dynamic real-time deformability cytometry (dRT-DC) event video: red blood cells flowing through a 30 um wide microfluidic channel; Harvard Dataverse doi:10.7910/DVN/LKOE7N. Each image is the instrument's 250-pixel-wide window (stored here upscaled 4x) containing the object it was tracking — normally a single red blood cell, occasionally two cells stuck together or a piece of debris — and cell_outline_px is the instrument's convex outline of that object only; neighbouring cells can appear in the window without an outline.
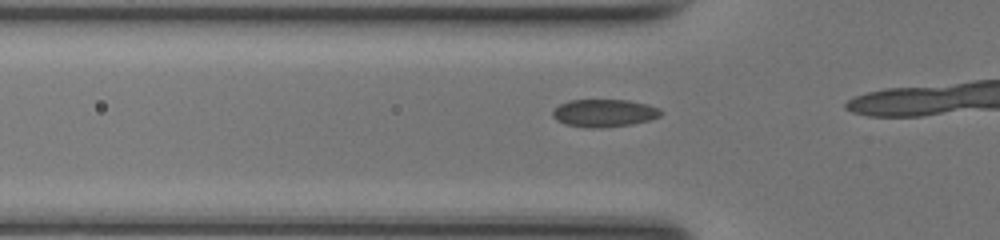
{"species": "common noctule bat (a hibernating species)", "species_latin": "Nyctalus noctula", "temperature_condition": "room temperature", "stored_images_in_passage": 15, "camera_frame_rate_fps": 3000, "um_per_image_px": 0.085, "animal": {"sex": "female", "body_mass_g": 17.0, "forearm_length_mm": 48.0}, "frame": {"image": 1, "passage_image": 11, "time_ms": 3.333, "image_size_px": [1000, 240], "cell_outline_px": [[664, 112], [660, 116], [648, 120], [632, 124], [600, 128], [584, 128], [564, 124], [556, 120], [552, 116], [552, 112], [560, 104], [568, 100], [628, 100], [648, 104], [660, 108]], "centroid_in_image_um": [51.35, 9.61], "position_along_channel_um": 74.4, "area_um2": 17.63}}
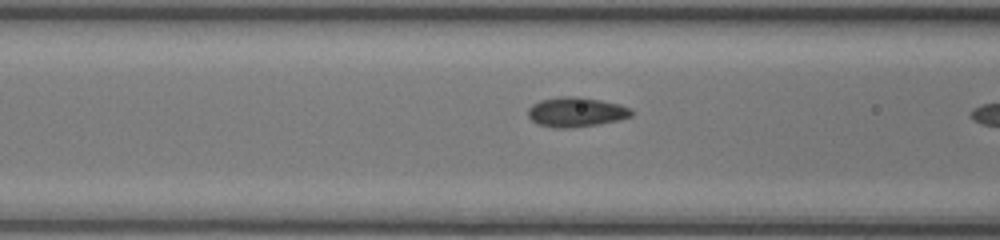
{"frame": {"image": 2, "passage_image": 14, "time_ms": 4.333, "image_size_px": [1000, 240], "cell_outline_px": [[636, 112], [632, 116], [620, 120], [600, 124], [572, 128], [552, 128], [536, 124], [528, 116], [528, 108], [532, 104], [540, 100], [560, 96], [576, 96], [600, 100], [620, 104], [632, 108]], "centroid_in_image_um": [49.0, 9.53], "position_along_channel_um": 117.6, "area_um2": 18.32}}